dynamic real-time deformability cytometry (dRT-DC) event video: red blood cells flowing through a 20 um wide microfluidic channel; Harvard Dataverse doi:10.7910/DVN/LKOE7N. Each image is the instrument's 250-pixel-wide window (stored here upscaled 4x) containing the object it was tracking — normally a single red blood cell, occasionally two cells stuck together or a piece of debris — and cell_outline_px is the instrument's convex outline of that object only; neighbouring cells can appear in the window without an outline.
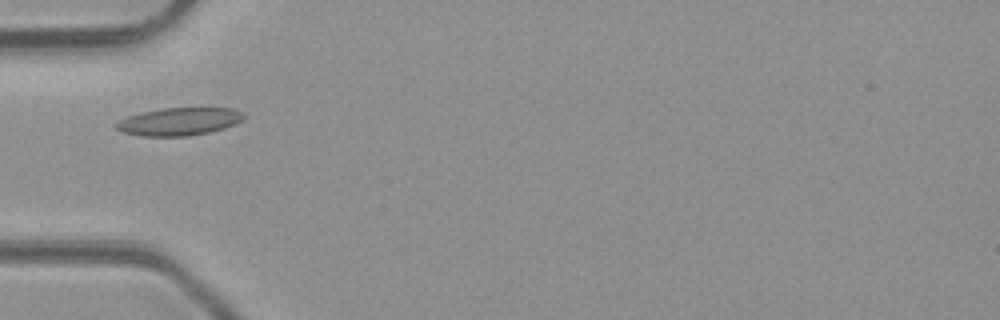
{"species": "common noctule bat (a hibernating species)", "species_latin": "Nyctalus noctula", "temperature_condition": "room temperature", "stored_images_in_passage": 3, "camera_frame_rate_fps": 3000, "um_per_image_px": 0.085, "animal": {"sex": "male", "body_mass_g": 23.1, "forearm_length_mm": 52.7}, "frame": {"image": 1, "passage_image": 2, "time_ms": 1.0, "image_size_px": [1000, 320], "cell_outline_px": [[244, 116], [240, 120], [224, 128], [208, 132], [188, 136], [140, 136], [120, 132], [116, 128], [116, 124], [120, 120], [128, 116], [140, 112], [164, 108], [232, 108], [244, 112]], "centroid_in_image_um": [15.18, 10.33], "position_along_channel_um": 69.8, "area_um2": 20.52}}
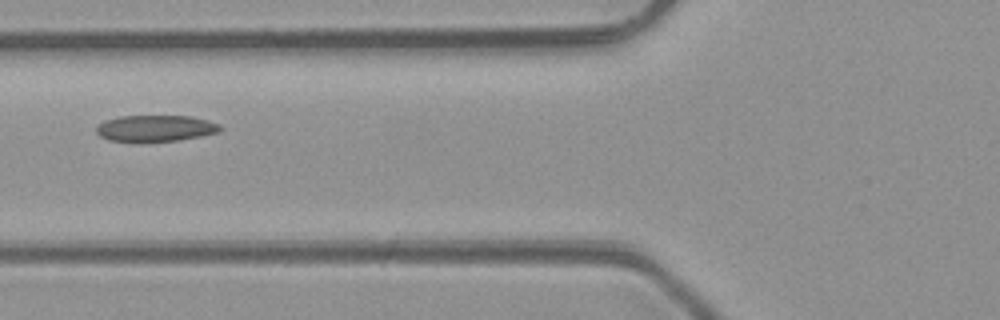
{"frame": {"image": 2, "passage_image": 3, "time_ms": 2.0, "image_size_px": [1000, 320], "cell_outline_px": [[224, 128], [220, 132], [200, 136], [176, 140], [108, 140], [100, 136], [96, 132], [96, 128], [104, 120], [120, 116], [192, 116], [208, 120], [220, 124]], "centroid_in_image_um": [13.27, 10.88], "position_along_channel_um": 112.5, "area_um2": 18.67}}